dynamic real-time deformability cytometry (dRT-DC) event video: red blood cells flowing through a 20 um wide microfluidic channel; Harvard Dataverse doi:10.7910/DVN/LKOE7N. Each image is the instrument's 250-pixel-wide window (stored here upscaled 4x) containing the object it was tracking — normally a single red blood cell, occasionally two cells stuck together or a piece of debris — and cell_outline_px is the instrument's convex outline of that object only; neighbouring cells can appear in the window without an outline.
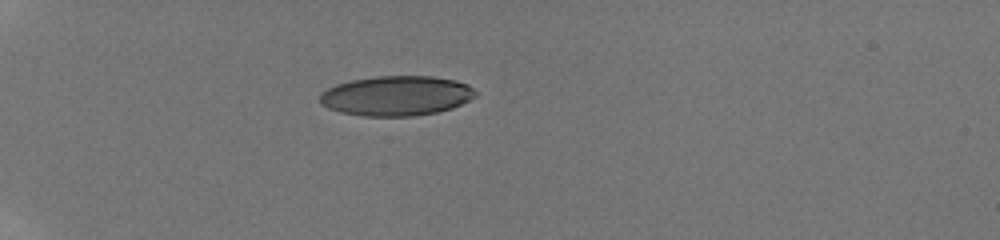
{"species": "human", "species_latin": "Homo sapiens", "temperature_condition": "room temperature", "stored_images_in_passage": 38, "camera_frame_rate_fps": 3000, "um_per_image_px": 0.085, "donor": {"sex": "male"}, "frame": {"image": 1, "passage_image": 1, "time_ms": 0.0, "image_size_px": [1000, 240], "cell_outline_px": [[476, 96], [452, 108], [436, 112], [412, 116], [364, 116], [340, 112], [328, 108], [320, 104], [320, 92], [336, 84], [352, 80], [376, 76], [432, 76], [456, 80], [468, 84], [476, 92]], "centroid_in_image_um": [33.67, 8.14], "position_along_channel_um": 51.3, "area_um2": 36.18}}
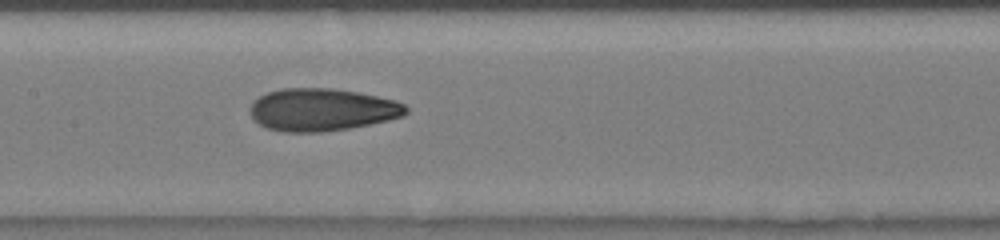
{"frame": {"image": 2, "passage_image": 14, "time_ms": 4.333, "image_size_px": [1000, 240], "cell_outline_px": [[408, 112], [404, 116], [388, 120], [348, 128], [320, 132], [284, 132], [268, 128], [252, 120], [252, 100], [268, 92], [280, 88], [332, 88], [356, 92], [396, 100], [404, 104], [408, 108]], "centroid_in_image_um": [27.37, 9.32], "position_along_channel_um": 180.0, "area_um2": 38.49}}
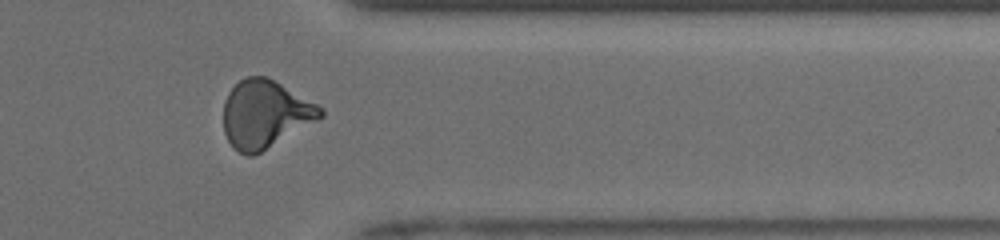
{"frame": {"image": 3, "passage_image": 30, "time_ms": 9.667, "image_size_px": [1000, 240], "cell_outline_px": [[324, 116], [260, 152], [252, 156], [248, 156], [232, 148], [224, 132], [224, 100], [228, 92], [244, 76], [268, 76], [324, 108]], "centroid_in_image_um": [22.52, 9.68], "position_along_channel_um": 388.9, "area_um2": 38.15}, "authors_computed_cell_mechanics": {"area_um2": 37.0498, "velocity_mm_per_s": 3.9696, "shape_relaxation_time_tau1_ms": 9.2091, "shape_relaxation_time_tau2_ms": 1.54, "deformation_change_tau1": 0.2473, "deformation_change_tau2": 0.081}}